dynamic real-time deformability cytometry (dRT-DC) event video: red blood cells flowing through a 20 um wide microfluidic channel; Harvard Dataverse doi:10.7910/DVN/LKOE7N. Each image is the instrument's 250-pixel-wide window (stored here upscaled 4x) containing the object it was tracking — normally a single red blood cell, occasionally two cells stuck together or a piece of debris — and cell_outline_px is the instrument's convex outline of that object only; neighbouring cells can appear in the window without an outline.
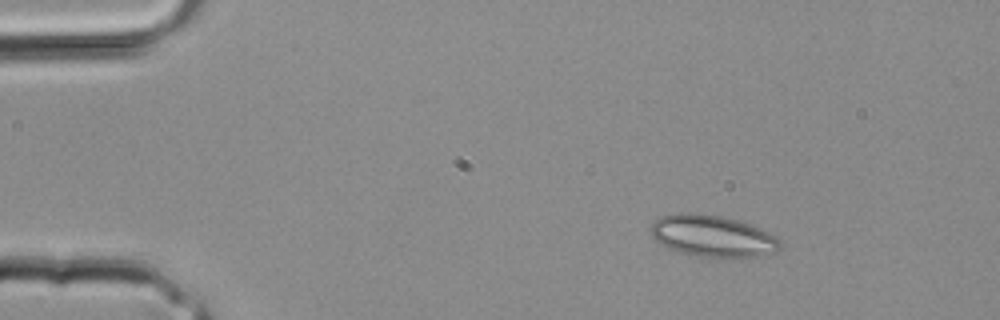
{"species": "common noctule bat (a hibernating species)", "species_latin": "Nyctalus noctula", "temperature_condition": "room temperature", "stored_images_in_passage": 31, "camera_frame_rate_fps": 3000, "um_per_image_px": 0.085, "animal": {"sex": "male", "body_mass_g": 20.4}, "frame": {"image": 1, "passage_image": 1, "time_ms": 0.0, "image_size_px": [1000, 320], "cell_outline_px": [[780, 248], [776, 252], [756, 256], [724, 260], [700, 256], [680, 252], [668, 248], [656, 240], [648, 232], [648, 228], [660, 216], [676, 212], [696, 212], [724, 216], [740, 220], [764, 228], [780, 244]], "centroid_in_image_um": [60.54, 20.06], "position_along_channel_um": 24.5, "area_um2": 32.25}}
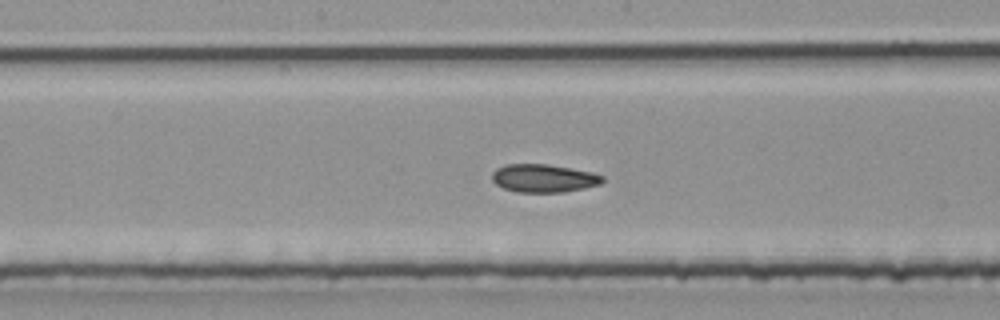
{"frame": {"image": 2, "passage_image": 14, "time_ms": 4.333, "image_size_px": [1000, 320], "cell_outline_px": [[604, 180], [600, 184], [584, 188], [564, 192], [516, 192], [504, 188], [496, 184], [492, 180], [492, 172], [496, 168], [504, 164], [548, 164], [592, 172], [604, 176]], "centroid_in_image_um": [46.2, 15.14], "position_along_channel_um": 202.0, "area_um2": 18.15}}
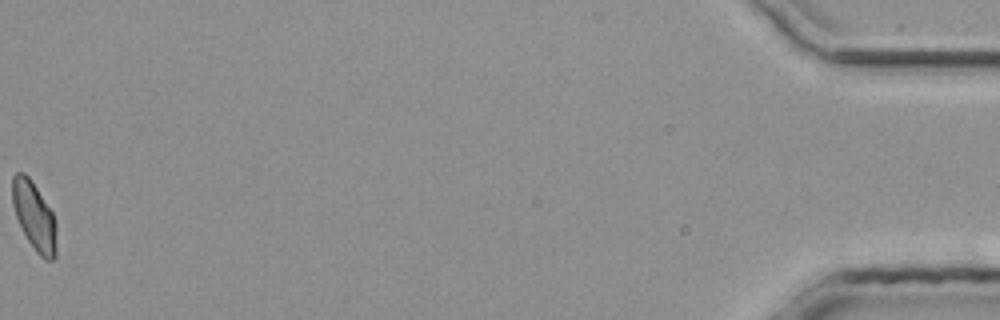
{"frame": {"image": 3, "passage_image": 31, "time_ms": 10.0, "image_size_px": [1000, 320], "cell_outline_px": [[56, 256], [52, 260], [44, 260], [36, 252], [28, 240], [16, 216], [12, 204], [12, 176], [16, 172], [24, 172], [28, 176], [52, 212], [56, 220]], "centroid_in_image_um": [2.91, 18.38], "position_along_channel_um": 432.3, "area_um2": 17.46}}